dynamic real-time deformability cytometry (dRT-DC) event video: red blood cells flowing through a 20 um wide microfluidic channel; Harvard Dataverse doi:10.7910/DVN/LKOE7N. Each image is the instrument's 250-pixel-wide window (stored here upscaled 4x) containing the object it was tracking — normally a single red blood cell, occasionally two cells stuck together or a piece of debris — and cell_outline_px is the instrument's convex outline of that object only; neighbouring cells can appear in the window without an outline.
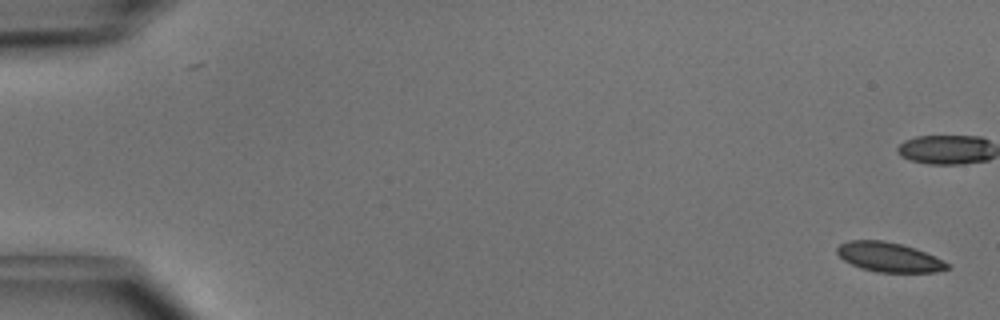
{"species": "common noctule bat (a hibernating species)", "species_latin": "Nyctalus noctula", "temperature_condition": "cold", "stored_images_in_passage": 50, "camera_frame_rate_fps": 3000, "um_per_image_px": 0.085, "animal": {"sex": "male", "body_mass_g": 15.6}, "frame": {"image": 1, "passage_image": 1, "time_ms": 0.0, "image_size_px": [1000, 320], "cell_outline_px": [[952, 268], [936, 272], [876, 272], [860, 268], [844, 260], [836, 252], [836, 248], [840, 244], [848, 240], [884, 240], [916, 248], [948, 264]], "centroid_in_image_um": [75.53, 21.85], "position_along_channel_um": 9.5, "area_um2": 18.84}, "authors_computed_cell_mechanics": {"area_um2": 19.7676, "velocity_mm_per_s": 4.0564, "shape_relaxation_time_tau1_ms": 5.2416, "shape_relaxation_time_tau2_ms": 6.629, "deformation_change_tau1": 0.0941, "deformation_change_tau2": 0.0954}}